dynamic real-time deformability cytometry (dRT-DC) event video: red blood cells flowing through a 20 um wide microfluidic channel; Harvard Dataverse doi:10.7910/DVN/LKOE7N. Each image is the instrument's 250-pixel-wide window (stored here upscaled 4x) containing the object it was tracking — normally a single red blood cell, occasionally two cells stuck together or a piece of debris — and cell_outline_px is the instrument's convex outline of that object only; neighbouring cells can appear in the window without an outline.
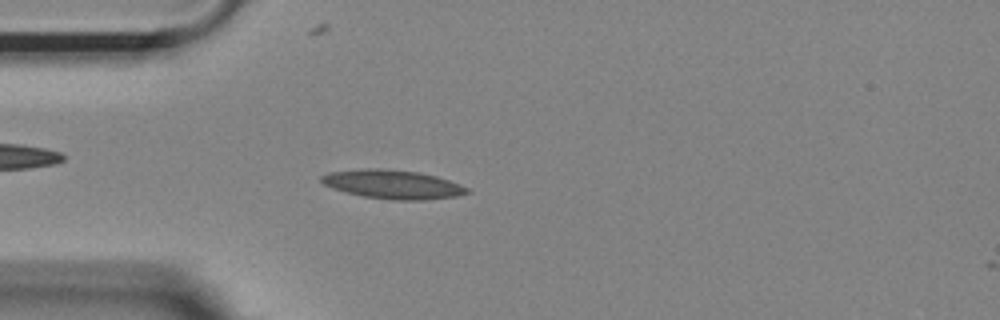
{"species": "Egyptian fruit bat (a non-hibernating species)", "species_latin": "Rousettus aegyptiacus", "temperature_condition": "room temperature", "stored_images_in_passage": 47, "camera_frame_rate_fps": 3000, "um_per_image_px": 0.085, "animal": {"sex": "female"}, "frame": {"image": 1, "passage_image": 12, "time_ms": 3.667, "image_size_px": [1000, 320], "cell_outline_px": [[472, 192], [456, 196], [424, 200], [392, 200], [364, 196], [332, 188], [324, 184], [320, 180], [320, 176], [328, 172], [360, 168], [380, 168], [420, 172], [436, 176], [460, 184], [468, 188]], "centroid_in_image_um": [33.38, 15.66], "position_along_channel_um": 51.6, "area_um2": 24.57}}
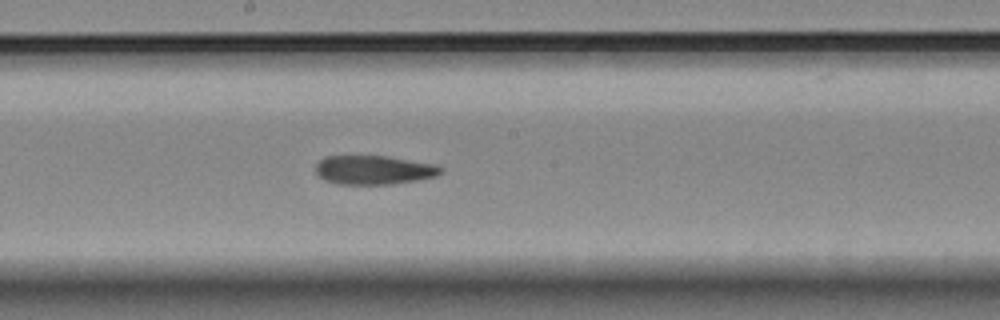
{"frame": {"image": 2, "passage_image": 26, "time_ms": 8.333, "image_size_px": [1000, 320], "cell_outline_px": [[444, 172], [436, 176], [420, 180], [392, 184], [336, 184], [324, 180], [316, 172], [316, 164], [324, 156], [388, 156], [436, 164], [444, 168]], "centroid_in_image_um": [31.82, 14.45], "position_along_channel_um": 216.4, "area_um2": 21.39}}
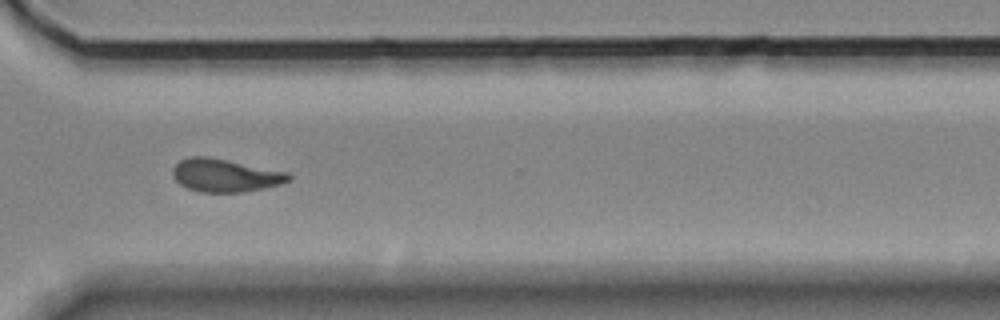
{"frame": {"image": 3, "passage_image": 37, "time_ms": 12.0, "image_size_px": [1000, 320], "cell_outline_px": [[292, 180], [280, 184], [264, 188], [244, 192], [200, 192], [188, 188], [180, 184], [172, 176], [172, 168], [180, 160], [192, 156], [204, 156], [288, 172], [292, 176]], "centroid_in_image_um": [19.14, 14.92], "position_along_channel_um": 351.5, "area_um2": 22.14}, "authors_computed_cell_mechanics": {"area_um2": 21.964, "velocity_mm_per_s": 3.6866, "shape_relaxation_time_tau1_ms": null, "shape_relaxation_time_tau2_ms": 3.313, "deformation_change_tau1": null, "deformation_change_tau2": 0.0942}}